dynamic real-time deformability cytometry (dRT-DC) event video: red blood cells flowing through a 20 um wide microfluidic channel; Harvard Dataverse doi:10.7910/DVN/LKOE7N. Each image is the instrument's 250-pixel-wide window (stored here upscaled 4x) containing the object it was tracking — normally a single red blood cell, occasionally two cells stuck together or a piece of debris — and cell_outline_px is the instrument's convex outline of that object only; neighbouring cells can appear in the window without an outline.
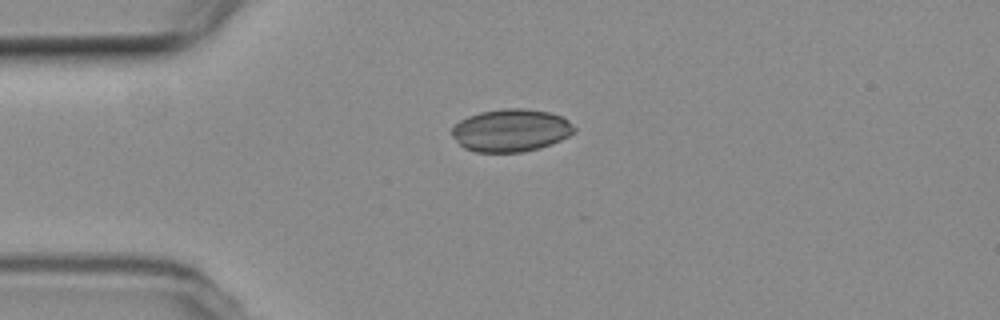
{"species": "common noctule bat (a hibernating species)", "species_latin": "Nyctalus noctula", "temperature_condition": "room temperature", "stored_images_in_passage": 11, "camera_frame_rate_fps": 3000, "um_per_image_px": 0.085, "animal": {"sex": "female", "body_mass_g": 19.3, "forearm_length_mm": 54.1}, "frame": {"image": 1, "passage_image": 1, "time_ms": 0.0, "image_size_px": [1000, 320], "cell_outline_px": [[576, 132], [552, 144], [540, 148], [520, 152], [476, 152], [464, 148], [452, 136], [452, 128], [460, 120], [468, 116], [480, 112], [504, 108], [524, 108], [548, 112], [560, 116], [568, 120], [576, 128]], "centroid_in_image_um": [43.44, 11.08], "position_along_channel_um": 41.6, "area_um2": 30.4}}
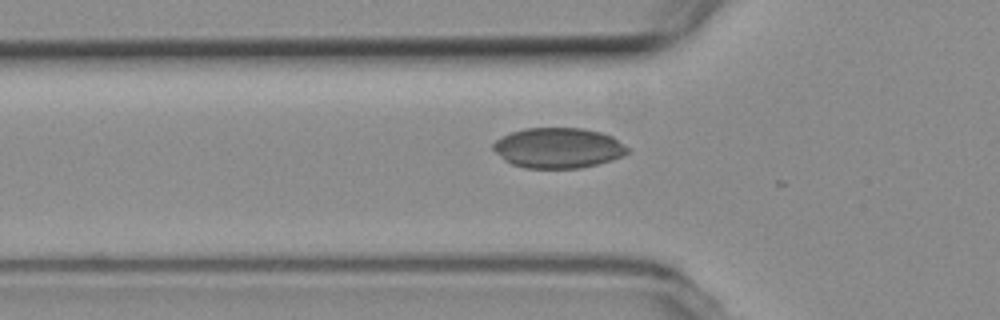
{"frame": {"image": 2, "passage_image": 6, "time_ms": 1.667, "image_size_px": [1000, 320], "cell_outline_px": [[628, 152], [612, 160], [580, 168], [524, 168], [512, 164], [504, 160], [492, 148], [492, 144], [496, 140], [512, 132], [524, 128], [584, 128], [600, 132], [612, 136], [628, 148]], "centroid_in_image_um": [47.43, 12.57], "position_along_channel_um": 78.4, "area_um2": 31.39}}
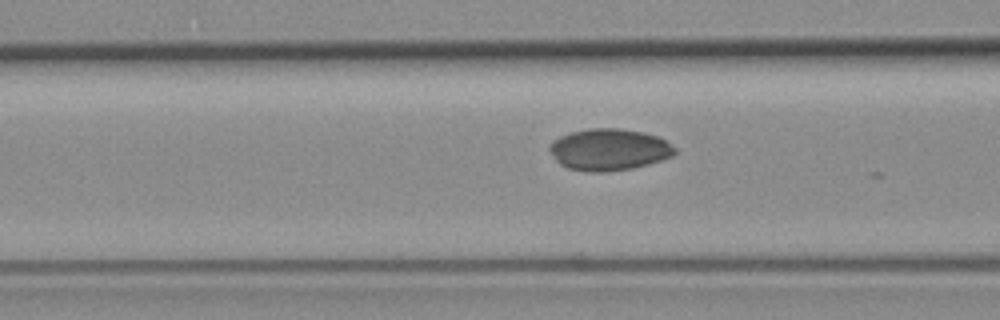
{"frame": {"image": 3, "passage_image": 9, "time_ms": 2.667, "image_size_px": [1000, 320], "cell_outline_px": [[676, 152], [672, 156], [648, 164], [632, 168], [608, 172], [588, 172], [568, 168], [560, 164], [556, 160], [548, 148], [548, 144], [552, 140], [560, 136], [572, 132], [588, 128], [620, 128], [644, 132], [656, 136], [664, 140], [676, 148]], "centroid_in_image_um": [51.74, 12.71], "position_along_channel_um": 114.9, "area_um2": 30.52}}